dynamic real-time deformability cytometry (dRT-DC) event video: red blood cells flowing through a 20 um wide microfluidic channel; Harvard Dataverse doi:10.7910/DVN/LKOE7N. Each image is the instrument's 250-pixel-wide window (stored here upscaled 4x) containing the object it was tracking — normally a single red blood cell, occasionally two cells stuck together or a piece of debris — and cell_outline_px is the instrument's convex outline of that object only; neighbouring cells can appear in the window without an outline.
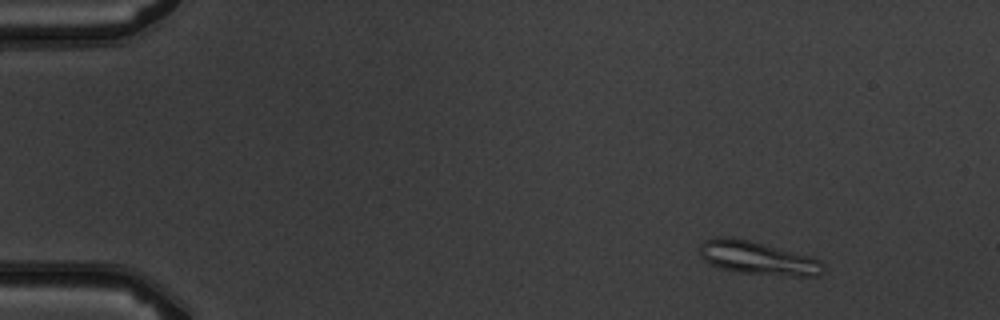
{"species": "common noctule bat (a hibernating species)", "species_latin": "Nyctalus noctula", "temperature_condition": "warm", "stored_images_in_passage": 4, "camera_frame_rate_fps": 3000, "um_per_image_px": 0.085, "animal": {"sex": "male", "body_mass_g": 19.5, "forearm_length_mm": 54.6}, "frame": {"image": 1, "passage_image": 1, "time_ms": 0.0, "image_size_px": [1000, 320], "cell_outline_px": [[824, 272], [820, 276], [792, 276], [740, 272], [720, 268], [708, 264], [700, 256], [700, 244], [704, 240], [712, 236], [732, 236], [812, 256], [820, 260], [824, 264]], "centroid_in_image_um": [64.39, 21.92], "position_along_channel_um": 20.6, "area_um2": 24.28}}
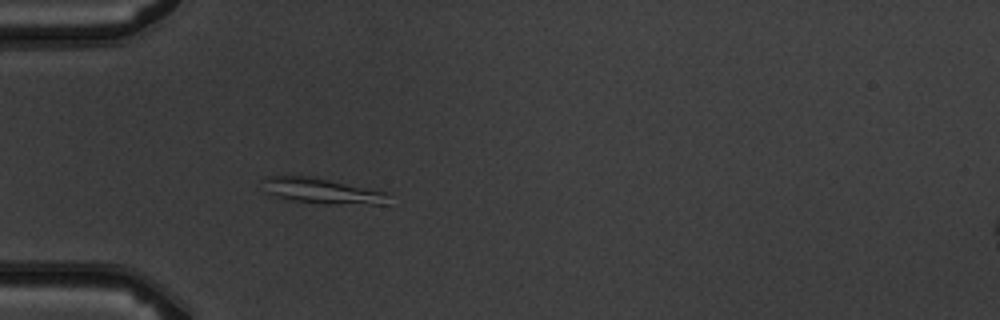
{"frame": {"image": 2, "passage_image": 4, "time_ms": 3.333, "image_size_px": [1000, 320], "cell_outline_px": [[388, 204], [324, 204], [284, 200], [272, 196], [264, 192], [260, 180], [264, 176], [312, 176], [388, 192]], "centroid_in_image_um": [27.27, 16.23], "position_along_channel_um": 57.7, "area_um2": 19.25}}